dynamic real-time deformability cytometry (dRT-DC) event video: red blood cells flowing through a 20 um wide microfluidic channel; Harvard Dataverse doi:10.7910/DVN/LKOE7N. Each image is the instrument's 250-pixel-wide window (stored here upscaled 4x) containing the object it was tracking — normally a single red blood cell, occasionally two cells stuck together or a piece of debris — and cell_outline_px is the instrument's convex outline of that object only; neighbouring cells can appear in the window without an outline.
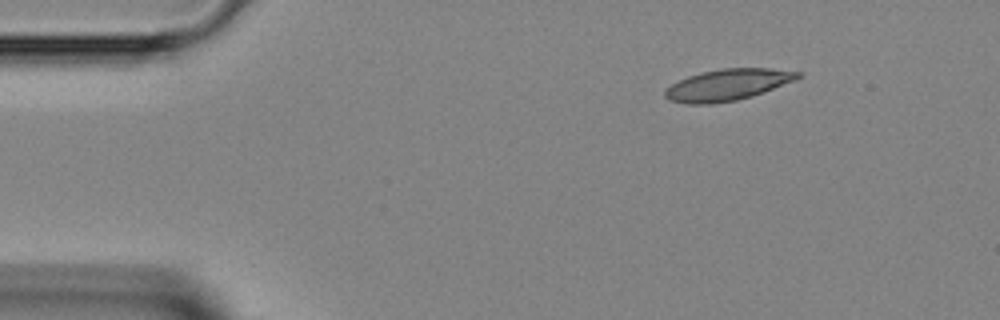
{"species": "Egyptian fruit bat (a non-hibernating species)", "species_latin": "Rousettus aegyptiacus", "temperature_condition": "room temperature", "stored_images_in_passage": 6, "camera_frame_rate_fps": 3000, "um_per_image_px": 0.085, "animal": {"sex": "female"}, "frame": {"image": 1, "passage_image": 1, "time_ms": 0.0, "image_size_px": [1000, 320], "cell_outline_px": [[804, 76], [796, 80], [752, 96], [736, 100], [712, 104], [688, 104], [668, 100], [664, 96], [664, 92], [672, 84], [688, 76], [700, 72], [720, 68], [772, 68], [804, 72]], "centroid_in_image_um": [61.89, 7.2], "position_along_channel_um": 23.1, "area_um2": 24.51}}